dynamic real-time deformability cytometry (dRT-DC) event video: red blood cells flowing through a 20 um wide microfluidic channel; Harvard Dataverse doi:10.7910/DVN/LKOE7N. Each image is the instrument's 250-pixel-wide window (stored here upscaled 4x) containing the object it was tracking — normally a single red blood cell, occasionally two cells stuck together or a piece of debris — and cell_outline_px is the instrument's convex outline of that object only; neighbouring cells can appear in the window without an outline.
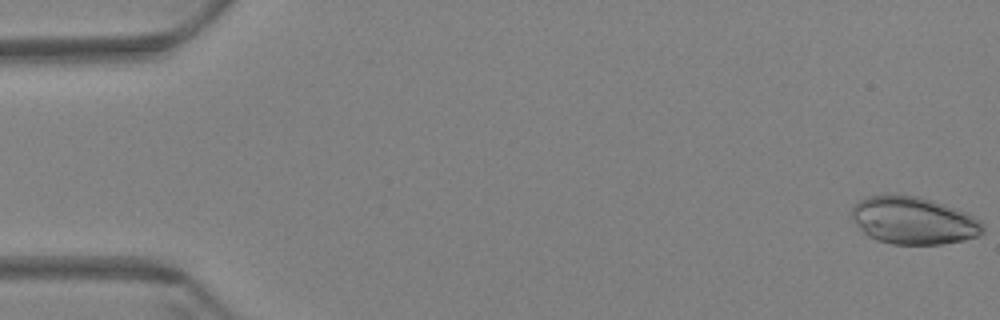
{"species": "Egyptian fruit bat (a non-hibernating species)", "species_latin": "Rousettus aegyptiacus", "temperature_condition": "warm", "stored_images_in_passage": 60, "camera_frame_rate_fps": 3000, "um_per_image_px": 0.085, "animal": {"sex": "female"}, "frame": {"image": 1, "passage_image": 1, "time_ms": 0.0, "image_size_px": [1000, 320], "cell_outline_px": [[984, 232], [976, 236], [964, 240], [944, 244], [892, 244], [868, 236], [852, 220], [852, 208], [860, 200], [868, 196], [884, 192], [892, 192], [920, 196], [968, 212], [980, 220], [984, 224]], "centroid_in_image_um": [77.65, 18.7], "position_along_channel_um": 7.3, "area_um2": 36.88}}
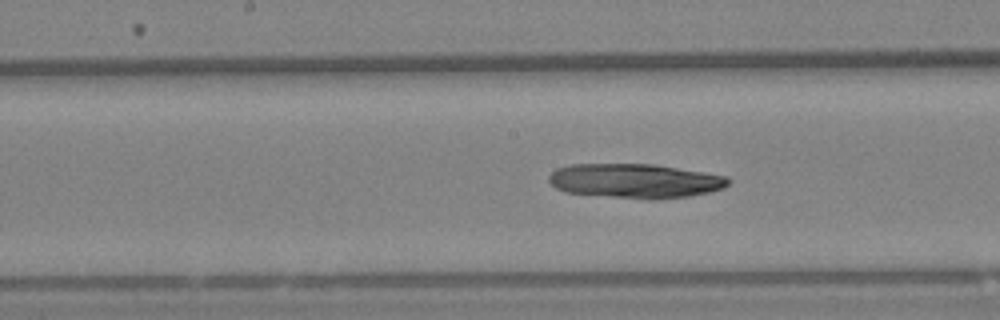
{"frame": {"image": 2, "passage_image": 31, "time_ms": 10.0, "image_size_px": [1000, 320], "cell_outline_px": [[732, 180], [724, 188], [708, 192], [688, 196], [656, 200], [648, 200], [564, 192], [556, 188], [548, 180], [548, 176], [556, 168], [568, 164], [652, 164], [728, 176]], "centroid_in_image_um": [53.97, 15.38], "position_along_channel_um": 194.2, "area_um2": 36.18}}
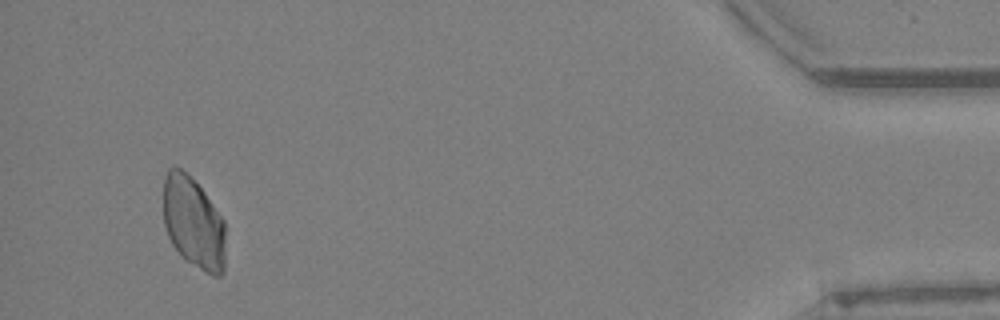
{"frame": {"image": 3, "passage_image": 57, "time_ms": 18.667, "image_size_px": [1000, 320], "cell_outline_px": [[224, 272], [220, 276], [212, 276], [188, 260], [172, 244], [168, 236], [164, 224], [164, 176], [168, 168], [180, 168], [188, 172], [204, 192], [224, 220]], "centroid_in_image_um": [16.44, 18.89], "position_along_channel_um": 418.8, "area_um2": 32.89}}